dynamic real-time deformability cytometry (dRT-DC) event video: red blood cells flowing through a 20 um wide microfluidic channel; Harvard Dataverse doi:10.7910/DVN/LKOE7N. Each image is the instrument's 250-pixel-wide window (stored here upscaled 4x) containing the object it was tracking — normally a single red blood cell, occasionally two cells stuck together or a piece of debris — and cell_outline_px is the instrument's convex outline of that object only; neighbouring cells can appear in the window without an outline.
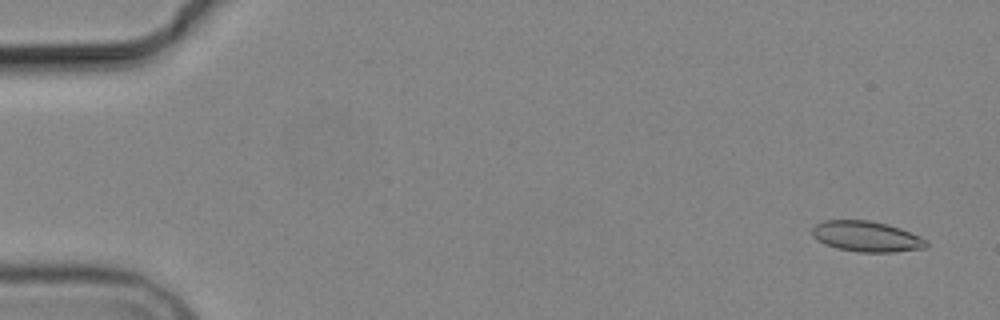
{"species": "common noctule bat (a hibernating species)", "species_latin": "Nyctalus noctula", "temperature_condition": "cold", "stored_images_in_passage": 4, "segment_of_instrument_passage": [2, 2], "camera_frame_rate_fps": 3000, "um_per_image_px": 0.085, "animal": {"sex": "male", "body_mass_g": 19.2, "forearm_length_mm": 51.8}, "frame": {"image": 1, "passage_image": 4, "time_ms": 4.333, "image_size_px": [1000, 320], "cell_outline_px": [[928, 244], [924, 248], [892, 252], [856, 252], [836, 248], [824, 244], [812, 236], [812, 228], [816, 224], [824, 220], [868, 220], [888, 224], [900, 228], [920, 236], [928, 240]], "centroid_in_image_um": [73.64, 20.1], "position_along_channel_um": 11.4, "area_um2": 20.46}}